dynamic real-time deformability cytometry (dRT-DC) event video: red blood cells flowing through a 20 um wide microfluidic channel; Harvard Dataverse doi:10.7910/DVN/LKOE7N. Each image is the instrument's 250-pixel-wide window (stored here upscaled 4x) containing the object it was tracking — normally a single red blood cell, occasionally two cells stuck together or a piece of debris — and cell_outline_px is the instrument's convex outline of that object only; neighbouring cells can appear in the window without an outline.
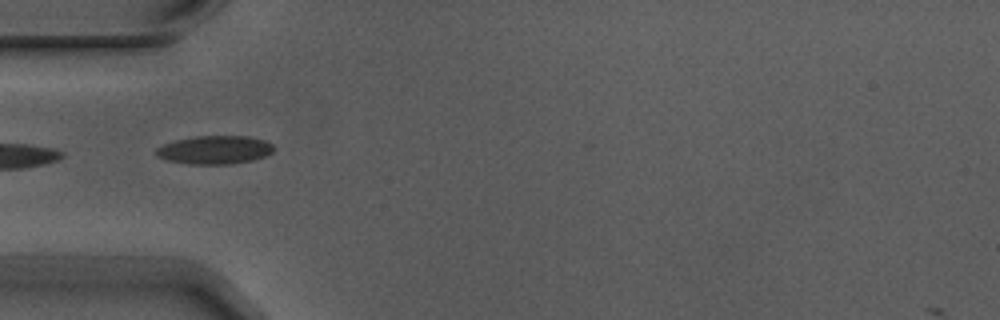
{"species": "Egyptian fruit bat (a non-hibernating species)", "species_latin": "Rousettus aegyptiacus", "temperature_condition": "warm", "stored_images_in_passage": 7, "camera_frame_rate_fps": 3000, "um_per_image_px": 0.085, "animal": {"sex": "male"}, "frame": {"image": 1, "passage_image": 5, "time_ms": 1.333, "image_size_px": [1000, 320], "cell_outline_px": [[276, 148], [272, 152], [264, 156], [252, 160], [232, 164], [188, 164], [164, 160], [156, 156], [156, 148], [164, 144], [176, 140], [196, 136], [248, 136], [264, 140], [272, 144]], "centroid_in_image_um": [18.24, 12.74], "position_along_channel_um": 66.8, "area_um2": 19.54}}
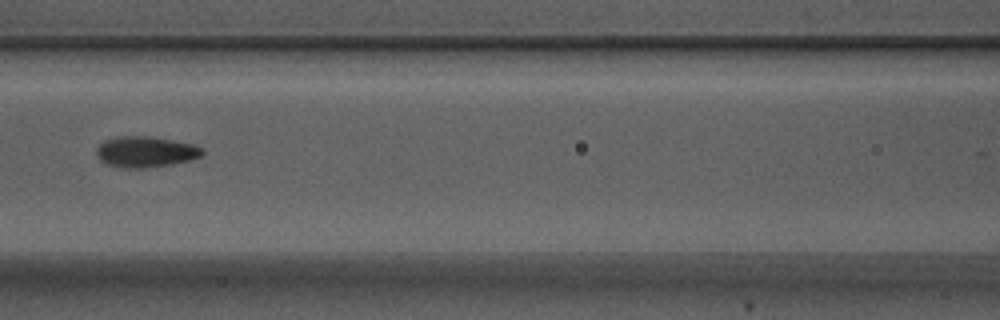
{"frame": {"image": 2, "passage_image": 7, "time_ms": 2.0, "image_size_px": [1000, 320], "cell_outline_px": [[204, 152], [200, 156], [188, 160], [172, 164], [144, 168], [124, 168], [104, 164], [100, 160], [96, 152], [96, 148], [104, 140], [116, 136], [148, 136], [192, 144], [204, 148]], "centroid_in_image_um": [12.33, 12.9], "position_along_channel_um": 154.3, "area_um2": 19.02}}